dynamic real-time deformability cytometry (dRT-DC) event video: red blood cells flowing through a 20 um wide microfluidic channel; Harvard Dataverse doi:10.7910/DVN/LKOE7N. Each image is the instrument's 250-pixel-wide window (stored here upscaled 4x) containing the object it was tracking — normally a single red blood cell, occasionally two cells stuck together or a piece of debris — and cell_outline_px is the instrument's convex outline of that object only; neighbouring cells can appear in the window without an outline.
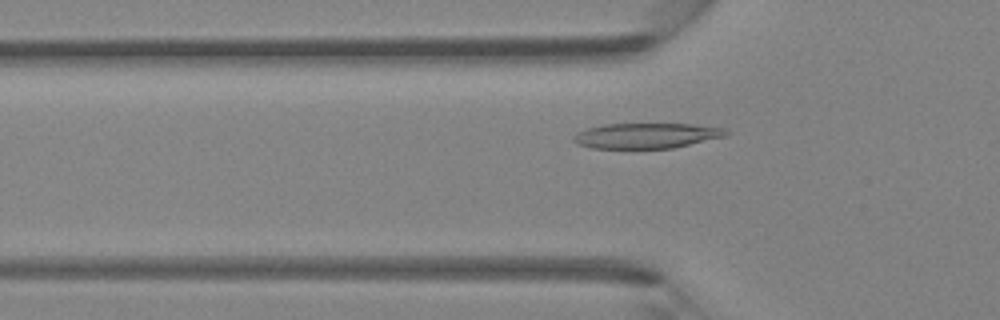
{"species": "Egyptian fruit bat (a non-hibernating species)", "species_latin": "Rousettus aegyptiacus", "temperature_condition": "room temperature", "stored_images_in_passage": 45, "camera_frame_rate_fps": 3000, "um_per_image_px": 0.085, "animal": {"sex": "female"}, "frame": {"image": 1, "passage_image": 14, "time_ms": 4.333, "image_size_px": [1000, 320], "cell_outline_px": [[732, 132], [724, 136], [672, 148], [592, 148], [580, 144], [572, 140], [572, 136], [588, 128], [604, 124], [692, 124], [724, 128]], "centroid_in_image_um": [54.96, 11.52], "position_along_channel_um": 70.8, "area_um2": 22.2}}
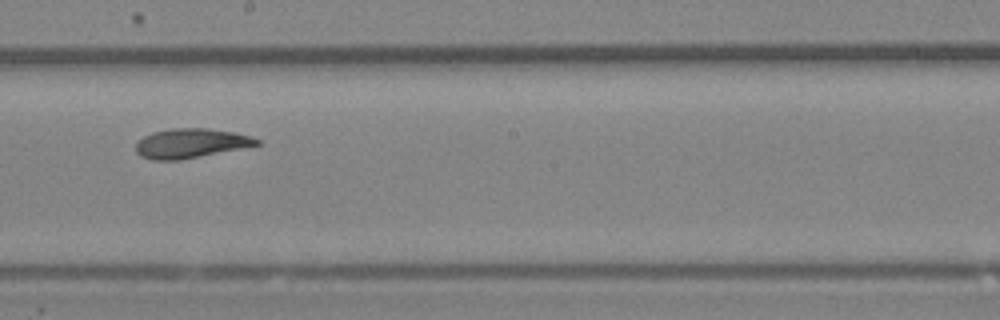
{"frame": {"image": 2, "passage_image": 25, "time_ms": 8.0, "image_size_px": [1000, 320], "cell_outline_px": [[260, 144], [200, 156], [176, 160], [152, 160], [140, 156], [136, 152], [136, 140], [152, 132], [172, 128], [208, 128], [236, 132], [252, 136], [260, 140]], "centroid_in_image_um": [16.18, 12.16], "position_along_channel_um": 232.0, "area_um2": 20.75}}
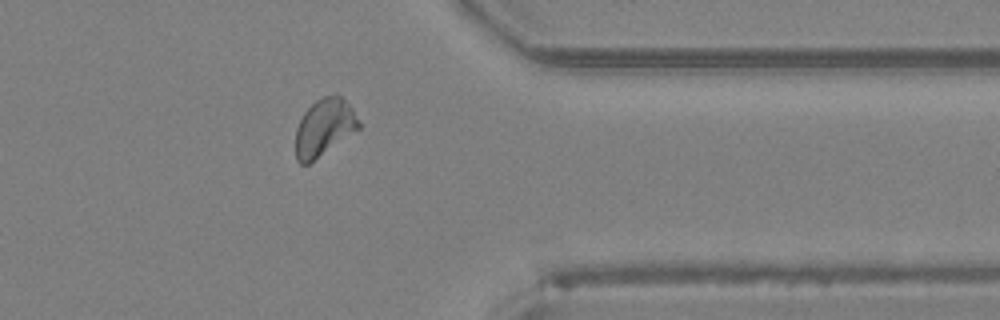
{"frame": {"image": 3, "passage_image": 36, "time_ms": 11.667, "image_size_px": [1000, 320], "cell_outline_px": [[360, 128], [308, 164], [300, 164], [296, 160], [296, 128], [304, 112], [316, 100], [324, 96], [336, 92], [352, 108], [360, 124]], "centroid_in_image_um": [27.54, 10.81], "position_along_channel_um": 383.9, "area_um2": 20.81}}